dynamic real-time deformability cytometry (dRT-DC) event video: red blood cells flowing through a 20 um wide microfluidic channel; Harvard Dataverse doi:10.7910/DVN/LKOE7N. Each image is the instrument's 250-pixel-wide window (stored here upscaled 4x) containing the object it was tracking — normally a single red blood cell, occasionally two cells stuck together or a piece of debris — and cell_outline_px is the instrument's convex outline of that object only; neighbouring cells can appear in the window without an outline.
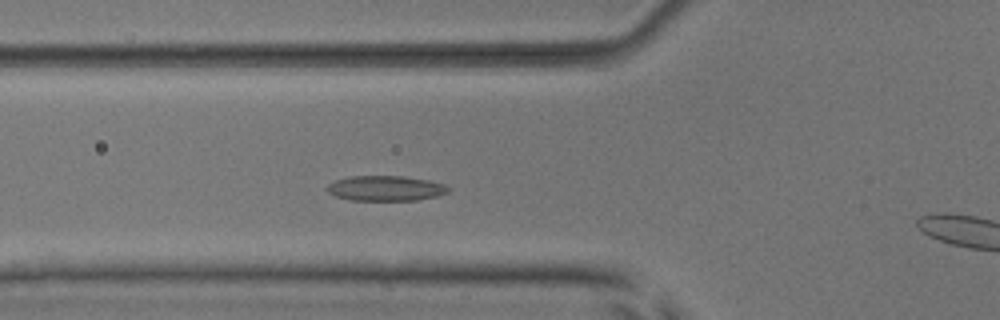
{"species": "common noctule bat (a hibernating species)", "species_latin": "Nyctalus noctula", "temperature_condition": "room temperature", "stored_images_in_passage": 48, "camera_frame_rate_fps": 3000, "um_per_image_px": 0.085, "animal": {"sex": "male", "body_mass_g": 17.9, "forearm_length_mm": 54.2}, "frame": {"image": 1, "passage_image": 14, "time_ms": 4.333, "image_size_px": [1000, 320], "cell_outline_px": [[452, 188], [448, 192], [436, 196], [416, 200], [352, 200], [336, 196], [328, 192], [324, 188], [328, 184], [336, 180], [352, 176], [404, 176], [428, 180], [444, 184]], "centroid_in_image_um": [32.78, 16.0], "position_along_channel_um": 93.0, "area_um2": 17.74}}
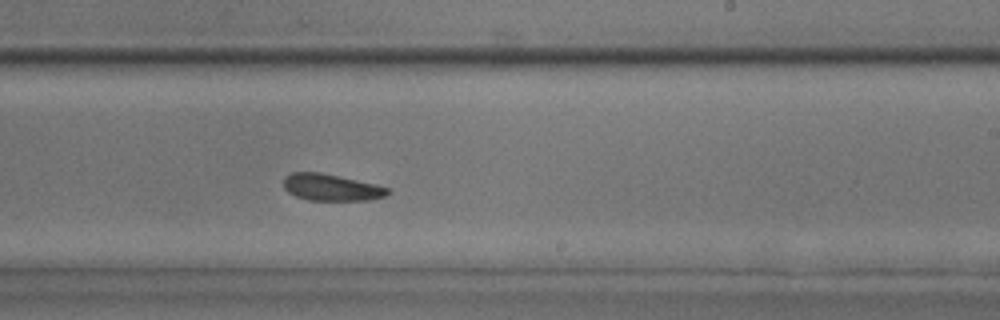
{"frame": {"image": 2, "passage_image": 27, "time_ms": 8.667, "image_size_px": [1000, 320], "cell_outline_px": [[392, 192], [384, 196], [372, 200], [308, 200], [296, 196], [288, 192], [284, 188], [284, 176], [292, 172], [320, 172], [376, 184], [388, 188]], "centroid_in_image_um": [28.16, 15.93], "position_along_channel_um": 260.8, "area_um2": 16.24}}
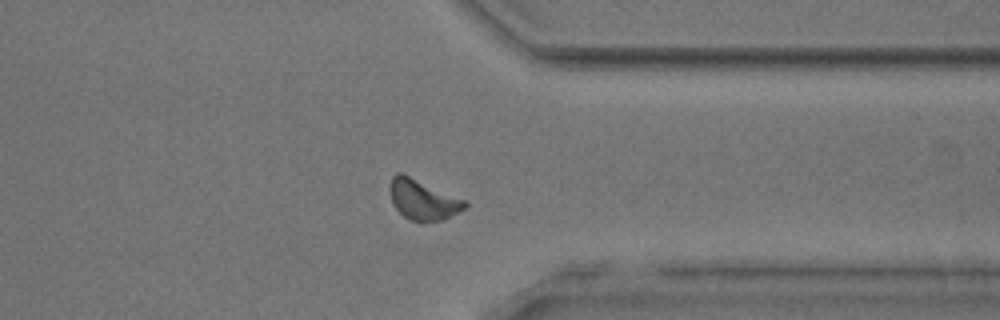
{"frame": {"image": 3, "passage_image": 36, "time_ms": 11.667, "image_size_px": [1000, 320], "cell_outline_px": [[468, 208], [444, 220], [420, 224], [408, 220], [392, 204], [392, 176], [396, 172], [404, 172], [468, 200]], "centroid_in_image_um": [36.04, 16.99], "position_along_channel_um": 375.4, "area_um2": 18.38}, "authors_computed_cell_mechanics": {"area_um2": 16.4441, "velocity_mm_per_s": 3.8852, "shape_relaxation_time_tau1_ms": null, "shape_relaxation_time_tau2_ms": 4.4706, "deformation_change_tau1": null, "deformation_change_tau2": 0.1095}}